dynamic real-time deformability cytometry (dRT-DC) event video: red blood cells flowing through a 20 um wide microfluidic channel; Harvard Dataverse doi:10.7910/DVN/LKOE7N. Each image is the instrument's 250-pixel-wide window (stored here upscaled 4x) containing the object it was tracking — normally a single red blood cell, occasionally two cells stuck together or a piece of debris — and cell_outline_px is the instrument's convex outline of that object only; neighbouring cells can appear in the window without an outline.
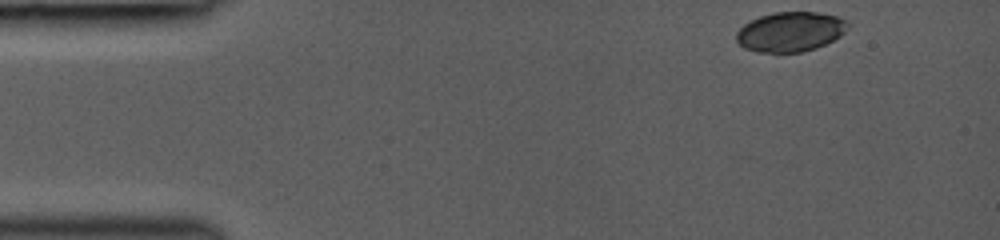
{"species": "common noctule bat (a hibernating species)", "species_latin": "Nyctalus noctula", "temperature_condition": "room temperature", "stored_images_in_passage": 6, "camera_frame_rate_fps": 3000, "um_per_image_px": 0.085, "animal": {"sex": "female", "body_mass_g": 19.0, "forearm_length_mm": 53.3}, "frame": {"image": 1, "passage_image": 1, "time_ms": 0.0, "image_size_px": [1000, 240], "cell_outline_px": [[848, 28], [840, 36], [816, 48], [800, 52], [756, 52], [744, 48], [736, 40], [736, 32], [744, 24], [760, 16], [772, 12], [816, 12], [836, 16], [848, 20]], "centroid_in_image_um": [67.17, 2.69], "position_along_channel_um": 17.8, "area_um2": 25.78}}